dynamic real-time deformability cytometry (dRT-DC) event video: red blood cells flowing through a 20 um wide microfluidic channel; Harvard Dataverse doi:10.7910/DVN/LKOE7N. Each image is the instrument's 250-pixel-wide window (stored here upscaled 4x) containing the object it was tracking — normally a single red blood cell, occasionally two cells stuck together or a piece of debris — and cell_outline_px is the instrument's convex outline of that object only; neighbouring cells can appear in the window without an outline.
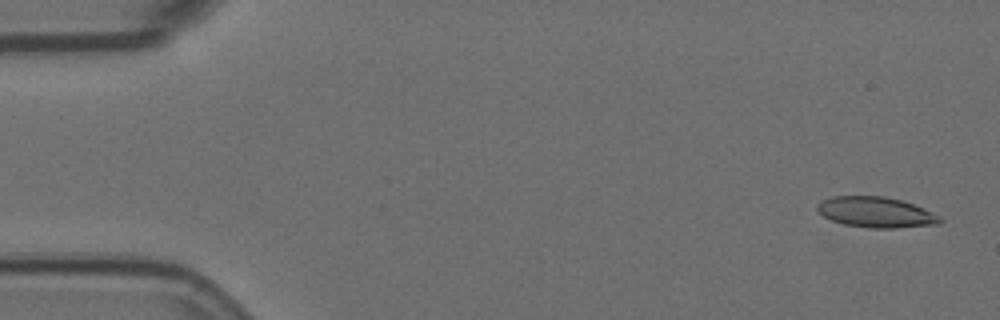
{"species": "Egyptian fruit bat (a non-hibernating species)", "species_latin": "Rousettus aegyptiacus", "temperature_condition": "room temperature", "stored_images_in_passage": 3, "camera_frame_rate_fps": 3000, "um_per_image_px": 0.085, "animal": {"sex": "female"}, "frame": {"image": 1, "passage_image": 1, "time_ms": 0.0, "image_size_px": [1000, 320], "cell_outline_px": [[944, 220], [940, 224], [896, 228], [872, 228], [844, 224], [832, 220], [824, 216], [816, 208], [816, 204], [832, 196], [884, 196], [900, 200], [924, 208], [940, 216]], "centroid_in_image_um": [74.48, 18.04], "position_along_channel_um": 10.5, "area_um2": 21.79}}